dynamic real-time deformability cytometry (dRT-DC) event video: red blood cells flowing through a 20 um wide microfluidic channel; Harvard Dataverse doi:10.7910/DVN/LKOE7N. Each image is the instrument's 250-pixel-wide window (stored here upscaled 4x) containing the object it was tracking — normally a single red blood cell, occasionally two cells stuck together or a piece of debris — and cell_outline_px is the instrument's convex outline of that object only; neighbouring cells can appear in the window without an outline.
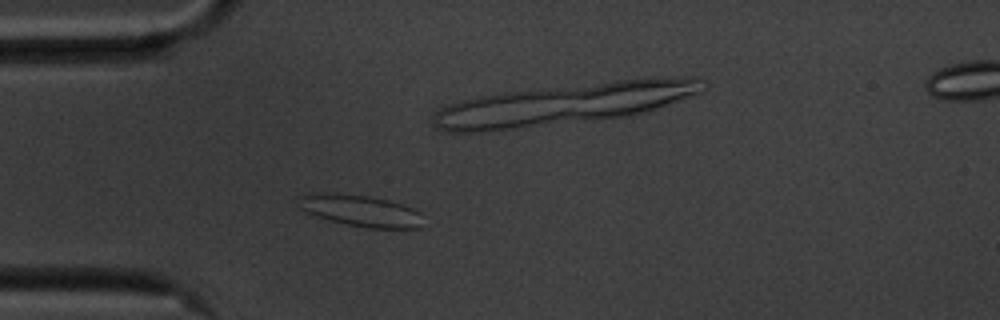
{"species": "common noctule bat (a hibernating species)", "species_latin": "Nyctalus noctula", "temperature_condition": "cold", "stored_images_in_passage": 47, "camera_frame_rate_fps": 3000, "um_per_image_px": 0.085, "animal": {"sex": "male", "body_mass_g": 20.1, "forearm_length_mm": 53.5}, "frame": {"image": 1, "passage_image": 5, "time_ms": 1.333, "image_size_px": [1000, 320], "cell_outline_px": [[420, 228], [368, 228], [348, 224], [332, 220], [308, 212], [304, 208], [300, 196], [300, 192], [324, 192], [368, 196], [388, 200], [404, 204], [420, 212]], "centroid_in_image_um": [30.68, 17.88], "position_along_channel_um": 54.3, "area_um2": 22.37}}
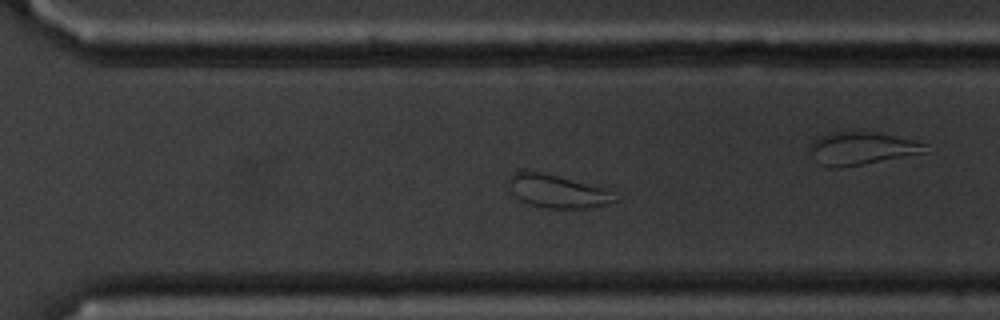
{"frame": {"image": 2, "passage_image": 29, "time_ms": 9.333, "image_size_px": [1000, 320], "cell_outline_px": [[620, 200], [608, 204], [588, 208], [548, 208], [532, 204], [520, 200], [512, 192], [508, 180], [516, 172], [540, 172], [604, 188]], "centroid_in_image_um": [47.41, 16.28], "position_along_channel_um": 323.2, "area_um2": 19.77}}
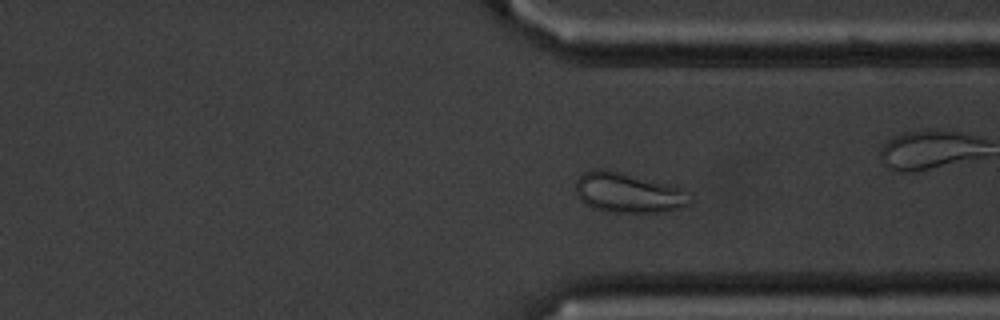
{"frame": {"image": 3, "passage_image": 32, "time_ms": 10.333, "image_size_px": [1000, 320], "cell_outline_px": [[692, 200], [688, 204], [680, 208], [664, 212], [608, 212], [592, 208], [584, 204], [576, 196], [576, 180], [584, 172], [592, 168], [596, 168], [620, 172], [684, 188]], "centroid_in_image_um": [53.37, 16.39], "position_along_channel_um": 358.0, "area_um2": 26.76}, "authors_computed_cell_mechanics": {"area_um2": 21.2126, "velocity_mm_per_s": 3.4542, "shape_relaxation_time_tau1_ms": null, "shape_relaxation_time_tau2_ms": 2.9695, "deformation_change_tau1": null, "deformation_change_tau2": 0.0947}}